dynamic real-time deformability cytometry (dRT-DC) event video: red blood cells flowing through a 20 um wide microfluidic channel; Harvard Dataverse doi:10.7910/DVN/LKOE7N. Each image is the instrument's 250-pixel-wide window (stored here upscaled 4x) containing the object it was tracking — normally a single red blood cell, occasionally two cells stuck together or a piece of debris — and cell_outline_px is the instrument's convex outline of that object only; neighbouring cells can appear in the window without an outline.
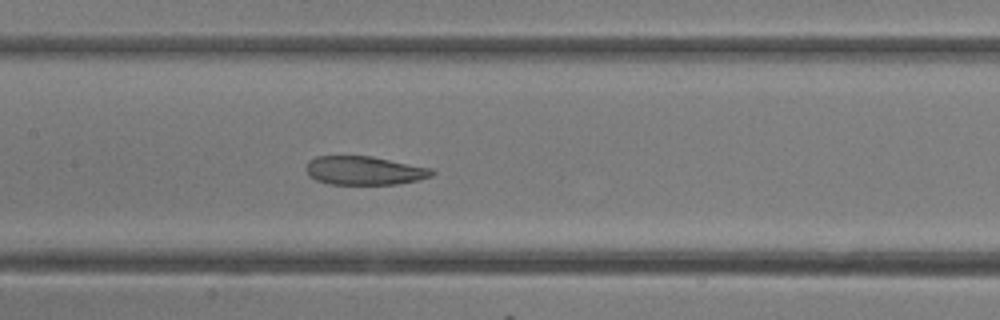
{"species": "common noctule bat (a hibernating species)", "species_latin": "Nyctalus noctula", "temperature_condition": "room temperature", "stored_images_in_passage": 17, "camera_frame_rate_fps": 3000, "um_per_image_px": 0.085, "animal": {"sex": "female"}, "frame": {"image": 1, "passage_image": 15, "time_ms": 4.667, "image_size_px": [1000, 320], "cell_outline_px": [[436, 172], [432, 176], [420, 180], [396, 184], [328, 184], [316, 180], [308, 176], [304, 168], [308, 160], [316, 156], [372, 156], [432, 168]], "centroid_in_image_um": [30.95, 14.49], "position_along_channel_um": 176.4, "area_um2": 21.33}}
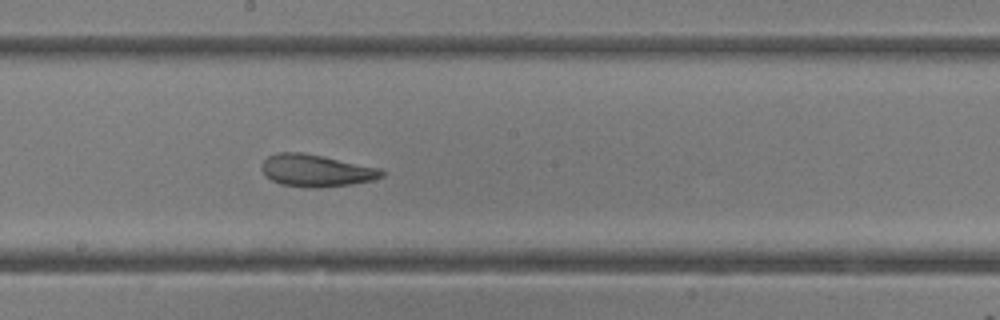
{"frame": {"image": 2, "passage_image": 17, "time_ms": 5.333, "image_size_px": [1000, 320], "cell_outline_px": [[384, 176], [372, 180], [352, 184], [320, 188], [312, 188], [280, 184], [272, 180], [260, 168], [264, 160], [268, 156], [276, 152], [300, 152], [324, 156], [380, 168], [384, 172]], "centroid_in_image_um": [26.88, 14.49], "position_along_channel_um": 221.3, "area_um2": 22.48}}